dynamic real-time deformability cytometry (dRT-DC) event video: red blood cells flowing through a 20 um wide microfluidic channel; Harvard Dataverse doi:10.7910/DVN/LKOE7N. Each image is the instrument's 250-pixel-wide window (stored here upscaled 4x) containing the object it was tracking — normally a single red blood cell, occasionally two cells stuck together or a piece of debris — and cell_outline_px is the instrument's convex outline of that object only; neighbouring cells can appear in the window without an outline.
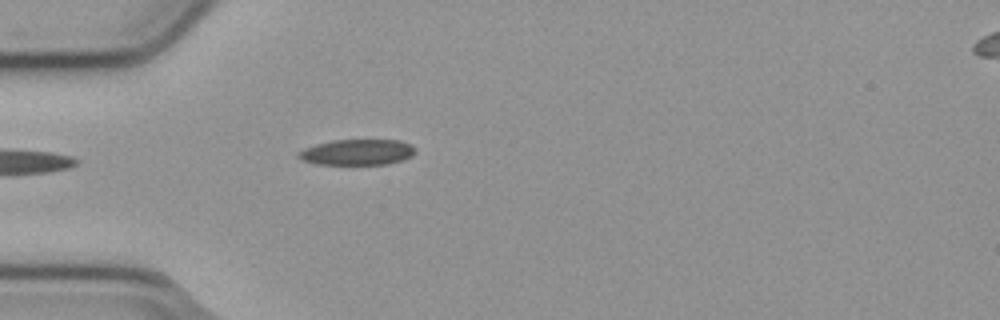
{"species": "common noctule bat (a hibernating species)", "species_latin": "Nyctalus noctula", "temperature_condition": "cold", "stored_images_in_passage": 8, "camera_frame_rate_fps": 3000, "um_per_image_px": 0.085, "animal": {"sex": "male", "body_mass_g": 23.1, "forearm_length_mm": 52.7}, "frame": {"image": 1, "passage_image": 1, "time_ms": 0.0, "image_size_px": [1000, 320], "cell_outline_px": [[416, 152], [412, 156], [388, 164], [316, 164], [304, 160], [296, 156], [296, 152], [304, 148], [316, 144], [332, 140], [400, 140], [412, 144], [416, 148]], "centroid_in_image_um": [30.37, 12.93], "position_along_channel_um": 54.6, "area_um2": 17.63}}
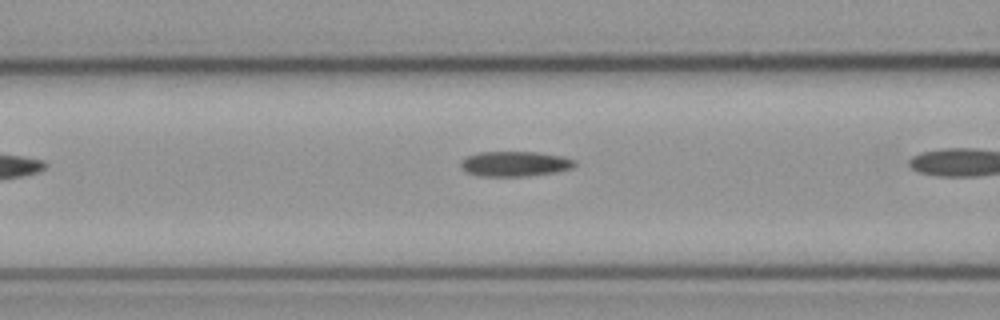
{"frame": {"image": 2, "passage_image": 4, "time_ms": 1.0, "image_size_px": [1000, 320], "cell_outline_px": [[576, 164], [572, 168], [556, 172], [528, 176], [480, 176], [468, 172], [460, 168], [460, 160], [464, 156], [480, 152], [536, 152], [560, 156], [576, 160]], "centroid_in_image_um": [43.73, 13.92], "position_along_channel_um": 122.9, "area_um2": 16.76}}
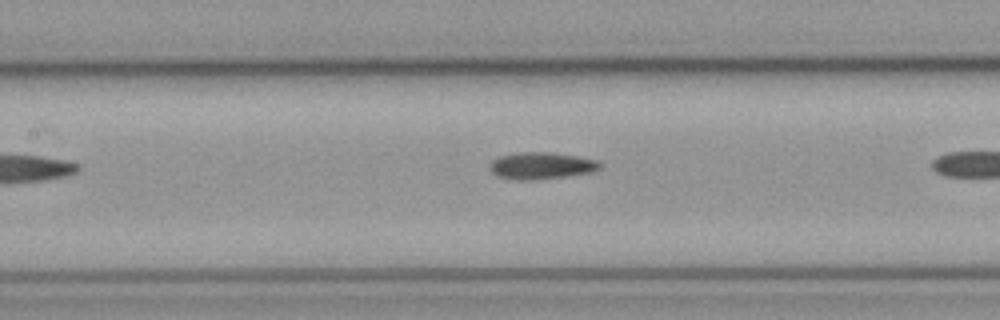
{"frame": {"image": 3, "passage_image": 7, "time_ms": 2.0, "image_size_px": [1000, 320], "cell_outline_px": [[600, 168], [592, 172], [568, 176], [540, 180], [516, 180], [496, 176], [488, 168], [492, 160], [500, 156], [516, 152], [552, 152], [600, 160]], "centroid_in_image_um": [46.0, 14.09], "position_along_channel_um": 161.4, "area_um2": 17.57}}